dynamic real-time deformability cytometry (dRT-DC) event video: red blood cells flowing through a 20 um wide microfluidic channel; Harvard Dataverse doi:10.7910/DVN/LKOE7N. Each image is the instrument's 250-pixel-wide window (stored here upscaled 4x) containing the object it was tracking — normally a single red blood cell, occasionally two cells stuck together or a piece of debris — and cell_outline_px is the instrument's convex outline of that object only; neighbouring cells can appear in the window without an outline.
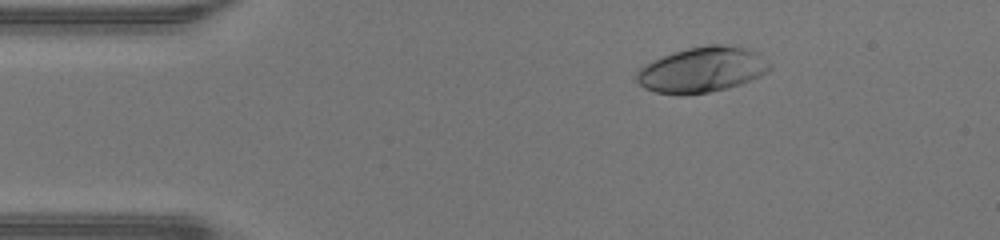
{"species": "human", "species_latin": "Homo sapiens", "temperature_condition": "warm", "stored_images_in_passage": 48, "camera_frame_rate_fps": 3000, "um_per_image_px": 0.085, "donor": {"sex": "male"}, "frame": {"image": 1, "passage_image": 8, "time_ms": 2.333, "image_size_px": [1000, 240], "cell_outline_px": [[772, 68], [768, 72], [760, 76], [740, 84], [728, 88], [708, 92], [684, 96], [680, 96], [656, 92], [644, 88], [636, 80], [636, 72], [644, 64], [652, 60], [688, 48], [708, 44], [740, 44], [752, 48], [772, 64]], "centroid_in_image_um": [59.72, 5.91], "position_along_channel_um": 25.3, "area_um2": 35.89}}
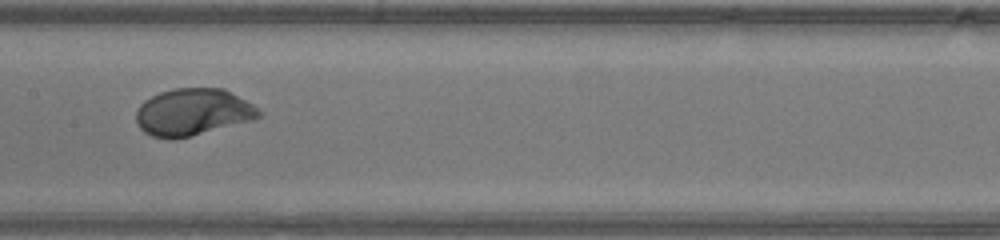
{"frame": {"image": 2, "passage_image": 24, "time_ms": 7.667, "image_size_px": [1000, 240], "cell_outline_px": [[264, 112], [256, 120], [176, 140], [168, 140], [152, 136], [144, 132], [140, 128], [136, 120], [136, 112], [140, 104], [144, 100], [160, 92], [172, 88], [224, 88], [252, 104]], "centroid_in_image_um": [16.41, 9.55], "position_along_channel_um": 191.0, "area_um2": 34.16}}
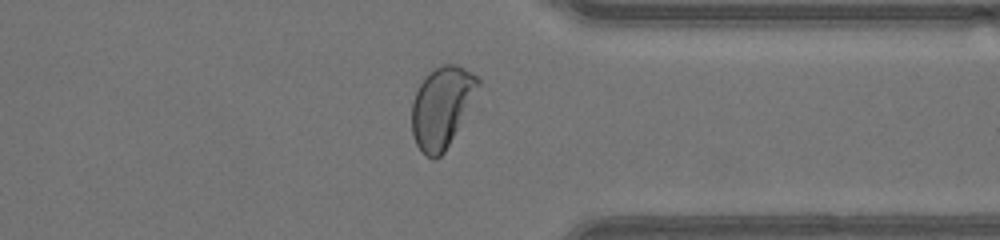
{"frame": {"image": 3, "passage_image": 37, "time_ms": 12.0, "image_size_px": [1000, 240], "cell_outline_px": [[480, 84], [444, 152], [440, 156], [432, 160], [424, 156], [416, 144], [412, 136], [412, 104], [416, 92], [424, 76], [436, 68], [444, 64], [456, 64], [472, 72], [480, 80]], "centroid_in_image_um": [37.5, 9.1], "position_along_channel_um": 373.9, "area_um2": 30.58}, "authors_computed_cell_mechanics": {"area_um2": 33.4951, "velocity_mm_per_s": 4.3228, "shape_relaxation_time_tau1_ms": 2.1123, "shape_relaxation_time_tau2_ms": null, "deformation_change_tau1": 0.1896, "deformation_change_tau2": null}}